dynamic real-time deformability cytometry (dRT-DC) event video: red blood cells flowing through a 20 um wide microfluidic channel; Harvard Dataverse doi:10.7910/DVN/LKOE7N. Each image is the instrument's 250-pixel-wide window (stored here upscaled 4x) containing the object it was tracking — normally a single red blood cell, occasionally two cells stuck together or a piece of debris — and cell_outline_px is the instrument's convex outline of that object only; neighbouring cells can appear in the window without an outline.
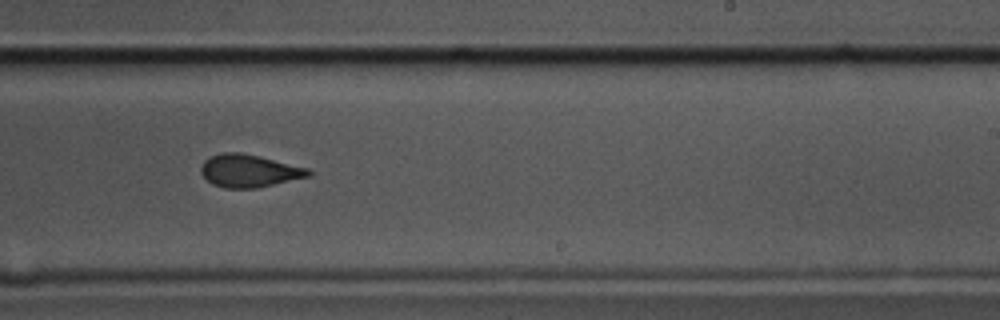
{"species": "common noctule bat (a hibernating species)", "species_latin": "Nyctalus noctula", "temperature_condition": "cold", "stored_images_in_passage": 29, "camera_frame_rate_fps": 3000, "um_per_image_px": 0.085, "animal": {"sex": "male", "body_mass_g": 17.5, "forearm_length_mm": 52.3}, "frame": {"image": 1, "passage_image": 26, "time_ms": 8.333, "image_size_px": [1000, 320], "cell_outline_px": [[312, 176], [256, 188], [224, 188], [212, 184], [200, 172], [200, 168], [204, 160], [212, 156], [224, 152], [240, 152], [260, 156], [308, 168], [312, 172]], "centroid_in_image_um": [21.19, 14.52], "position_along_channel_um": 267.8, "area_um2": 20.52}}